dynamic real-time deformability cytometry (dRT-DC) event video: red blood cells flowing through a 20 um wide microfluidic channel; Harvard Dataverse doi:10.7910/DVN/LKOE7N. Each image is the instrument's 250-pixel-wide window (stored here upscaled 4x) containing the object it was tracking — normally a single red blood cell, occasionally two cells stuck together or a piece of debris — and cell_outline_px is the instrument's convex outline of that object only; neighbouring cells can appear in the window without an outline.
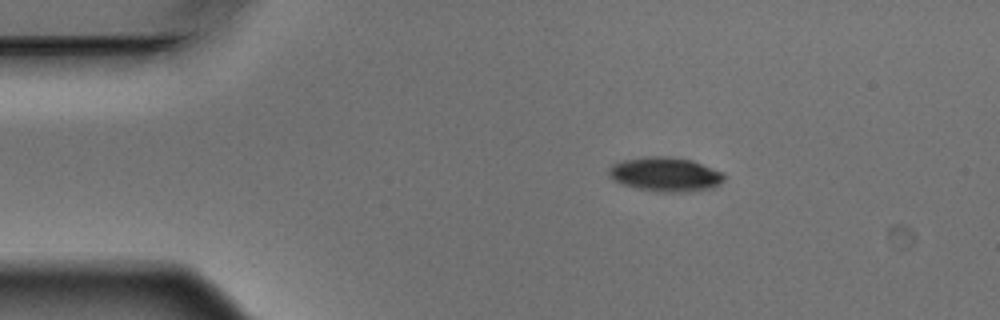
{"species": "Egyptian fruit bat (a non-hibernating species)", "species_latin": "Rousettus aegyptiacus", "temperature_condition": "warm", "stored_images_in_passage": 2, "camera_frame_rate_fps": 3000, "um_per_image_px": 0.085, "animal": {"sex": "male"}, "frame": {"image": 1, "passage_image": 1, "time_ms": 0.0, "image_size_px": [1000, 320], "cell_outline_px": [[728, 176], [720, 184], [712, 188], [688, 192], [664, 192], [636, 188], [620, 184], [612, 180], [608, 176], [608, 168], [612, 164], [620, 160], [648, 156], [664, 156], [692, 160], [724, 172]], "centroid_in_image_um": [56.55, 14.82], "position_along_channel_um": 28.4, "area_um2": 23.47}}